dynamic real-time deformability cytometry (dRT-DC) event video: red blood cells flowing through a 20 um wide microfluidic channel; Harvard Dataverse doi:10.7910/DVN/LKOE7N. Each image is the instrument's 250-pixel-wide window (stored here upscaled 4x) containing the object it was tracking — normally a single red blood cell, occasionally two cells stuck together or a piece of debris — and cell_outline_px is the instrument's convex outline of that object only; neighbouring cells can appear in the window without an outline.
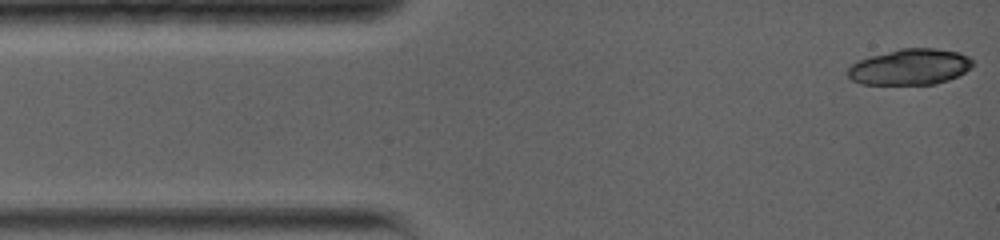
{"species": "common noctule bat (a hibernating species)", "species_latin": "Nyctalus noctula", "temperature_condition": "warm", "stored_images_in_passage": 4, "camera_frame_rate_fps": 5000, "um_per_image_px": 0.085, "animal": {"sex": "female", "body_mass_g": 19.0, "forearm_length_mm": 56.7}, "frame": {"image": 1, "passage_image": 1, "time_ms": 0.0, "image_size_px": [1000, 240], "cell_outline_px": [[972, 68], [948, 80], [936, 84], [860, 84], [852, 80], [848, 76], [848, 68], [852, 64], [868, 56], [900, 48], [936, 48], [960, 52], [968, 56], [972, 60]], "centroid_in_image_um": [77.35, 5.68], "position_along_channel_um": 7.6, "area_um2": 26.24}}